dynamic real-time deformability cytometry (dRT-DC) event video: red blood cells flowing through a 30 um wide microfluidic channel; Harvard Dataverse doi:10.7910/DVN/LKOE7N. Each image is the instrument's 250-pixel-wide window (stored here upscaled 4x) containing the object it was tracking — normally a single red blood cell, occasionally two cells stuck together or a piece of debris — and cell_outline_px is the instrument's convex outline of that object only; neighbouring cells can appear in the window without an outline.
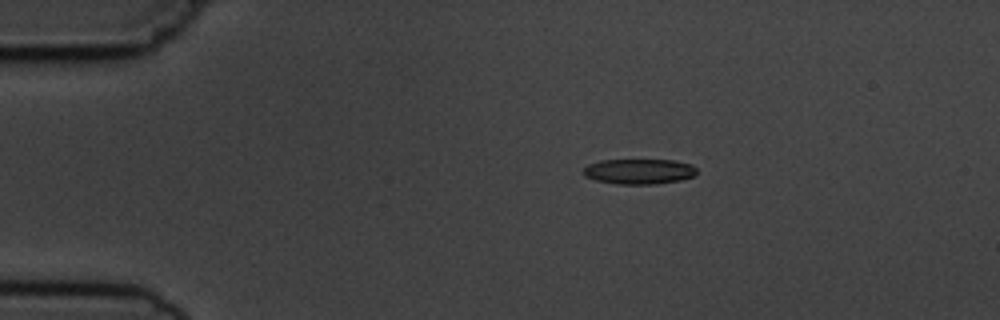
{"species": "common noctule bat (a hibernating species)", "species_latin": "Nyctalus noctula", "temperature_condition": "cold", "stored_images_in_passage": 9, "camera_frame_rate_fps": 3000, "um_per_image_px": 0.085, "animal": {"sex": "male", "body_mass_g": 19.5, "forearm_length_mm": 54.6}, "frame": {"image": 1, "passage_image": 3, "time_ms": 2.333, "image_size_px": [1000, 320], "cell_outline_px": [[696, 176], [680, 180], [652, 184], [616, 184], [596, 180], [584, 176], [584, 168], [588, 164], [600, 160], [672, 160], [692, 164], [696, 168]], "centroid_in_image_um": [54.33, 14.57], "position_along_channel_um": 30.7, "area_um2": 16.7}}
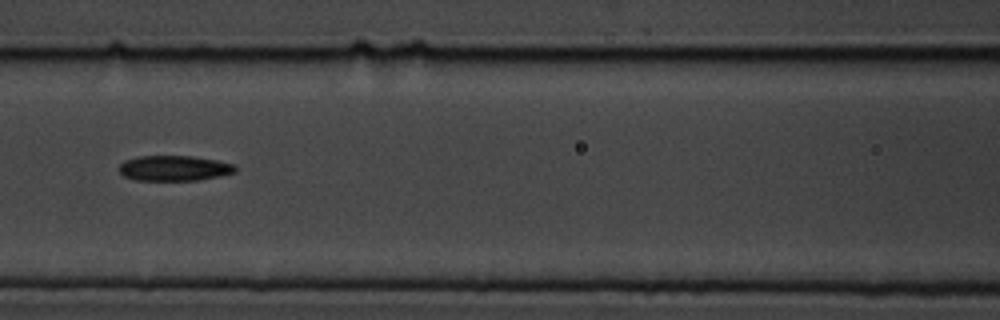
{"frame": {"image": 2, "passage_image": 7, "time_ms": 7.0, "image_size_px": [1000, 320], "cell_outline_px": [[236, 172], [220, 176], [200, 180], [136, 180], [124, 176], [120, 172], [120, 164], [124, 160], [140, 156], [192, 156], [216, 160], [236, 164]], "centroid_in_image_um": [14.84, 14.29], "position_along_channel_um": 151.8, "area_um2": 17.17}}
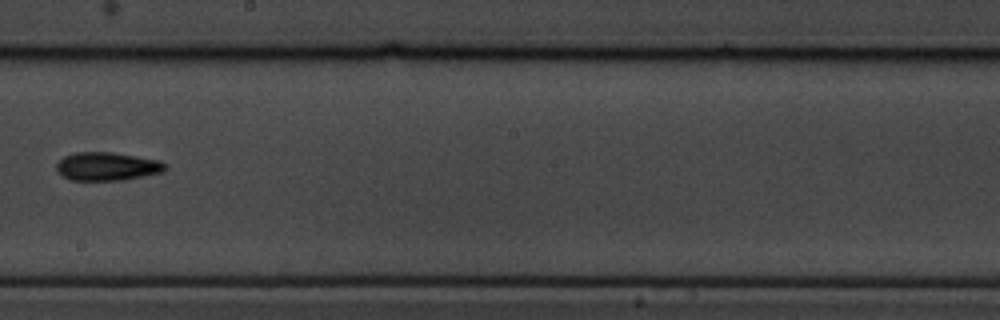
{"frame": {"image": 3, "passage_image": 9, "time_ms": 9.333, "image_size_px": [1000, 320], "cell_outline_px": [[168, 168], [164, 172], [124, 180], [68, 180], [56, 172], [56, 164], [64, 156], [76, 152], [112, 152], [160, 160]], "centroid_in_image_um": [9.09, 14.15], "position_along_channel_um": 239.1, "area_um2": 18.15}}